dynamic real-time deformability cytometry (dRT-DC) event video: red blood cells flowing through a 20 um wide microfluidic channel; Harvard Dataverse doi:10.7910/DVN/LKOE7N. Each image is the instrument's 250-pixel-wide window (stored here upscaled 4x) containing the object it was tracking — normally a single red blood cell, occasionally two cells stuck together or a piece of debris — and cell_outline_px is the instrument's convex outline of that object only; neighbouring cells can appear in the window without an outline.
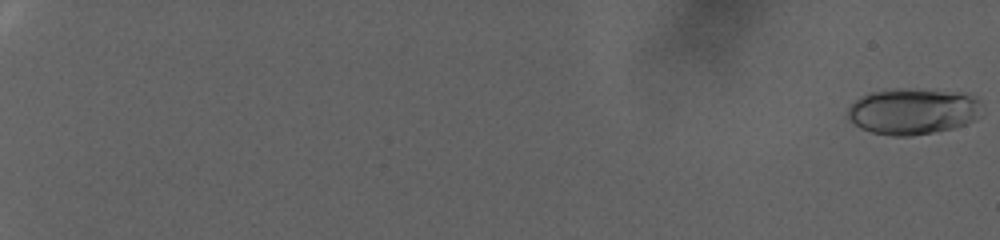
{"species": "human", "species_latin": "Homo sapiens", "temperature_condition": "warm", "stored_images_in_passage": 87, "camera_frame_rate_fps": 3000, "um_per_image_px": 0.085, "donor": {"sex": "female"}, "frame": {"image": 1, "passage_image": 1, "time_ms": 0.0, "image_size_px": [1000, 240], "cell_outline_px": [[976, 120], [952, 128], [912, 136], [892, 136], [872, 132], [860, 128], [848, 116], [848, 108], [860, 96], [872, 92], [888, 88], [920, 88], [964, 92], [976, 96]], "centroid_in_image_um": [77.55, 9.43], "position_along_channel_um": 7.4, "area_um2": 36.01}}
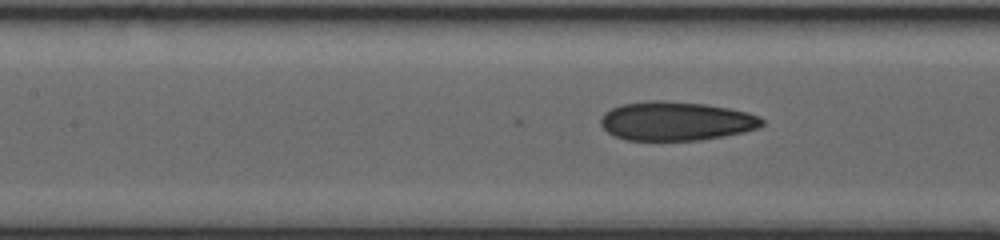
{"frame": {"image": 2, "passage_image": 48, "time_ms": 15.667, "image_size_px": [1000, 240], "cell_outline_px": [[764, 124], [756, 128], [744, 132], [724, 136], [700, 140], [628, 140], [616, 136], [608, 132], [600, 124], [600, 120], [604, 112], [620, 104], [648, 100], [664, 100], [704, 104], [728, 108], [748, 112], [760, 116], [764, 120]], "centroid_in_image_um": [57.46, 10.28], "position_along_channel_um": 149.9, "area_um2": 36.7}}
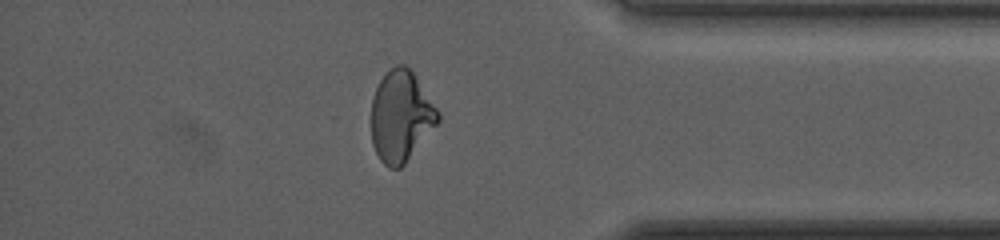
{"frame": {"image": 3, "passage_image": 78, "time_ms": 25.667, "image_size_px": [1000, 240], "cell_outline_px": [[440, 120], [404, 164], [400, 168], [388, 168], [380, 160], [372, 144], [372, 96], [380, 80], [396, 64], [404, 64], [412, 72], [440, 112]], "centroid_in_image_um": [34.07, 9.89], "position_along_channel_um": 401.1, "area_um2": 34.91}, "authors_computed_cell_mechanics": {"area_um2": 35.258, "velocity_mm_per_s": 2.6357, "shape_relaxation_time_tau1_ms": 9.8771, "shape_relaxation_time_tau2_ms": 1.9052, "deformation_change_tau1": 0.229, "deformation_change_tau2": 0.0764}}